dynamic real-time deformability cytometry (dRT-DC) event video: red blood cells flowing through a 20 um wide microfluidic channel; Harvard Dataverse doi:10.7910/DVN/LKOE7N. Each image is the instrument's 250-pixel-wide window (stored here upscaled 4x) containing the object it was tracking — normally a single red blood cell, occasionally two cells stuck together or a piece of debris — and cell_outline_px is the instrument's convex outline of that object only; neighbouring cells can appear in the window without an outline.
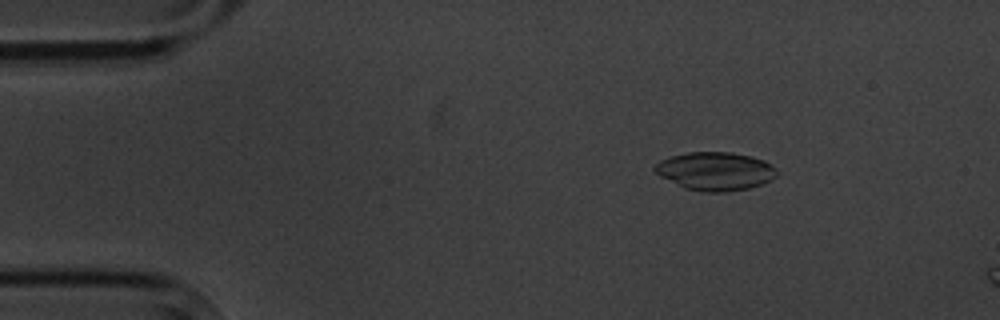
{"species": "common noctule bat (a hibernating species)", "species_latin": "Nyctalus noctula", "temperature_condition": "cold", "stored_images_in_passage": 5, "camera_frame_rate_fps": 3000, "um_per_image_px": 0.085, "animal": {"sex": "male", "body_mass_g": 20.1, "forearm_length_mm": 53.5}, "frame": {"image": 1, "passage_image": 3, "time_ms": 2.333, "image_size_px": [1000, 320], "cell_outline_px": [[780, 172], [772, 180], [748, 188], [724, 192], [704, 192], [684, 188], [660, 176], [652, 168], [660, 160], [672, 156], [688, 152], [728, 152], [752, 156], [764, 160]], "centroid_in_image_um": [60.8, 14.55], "position_along_channel_um": 24.2, "area_um2": 27.22}}